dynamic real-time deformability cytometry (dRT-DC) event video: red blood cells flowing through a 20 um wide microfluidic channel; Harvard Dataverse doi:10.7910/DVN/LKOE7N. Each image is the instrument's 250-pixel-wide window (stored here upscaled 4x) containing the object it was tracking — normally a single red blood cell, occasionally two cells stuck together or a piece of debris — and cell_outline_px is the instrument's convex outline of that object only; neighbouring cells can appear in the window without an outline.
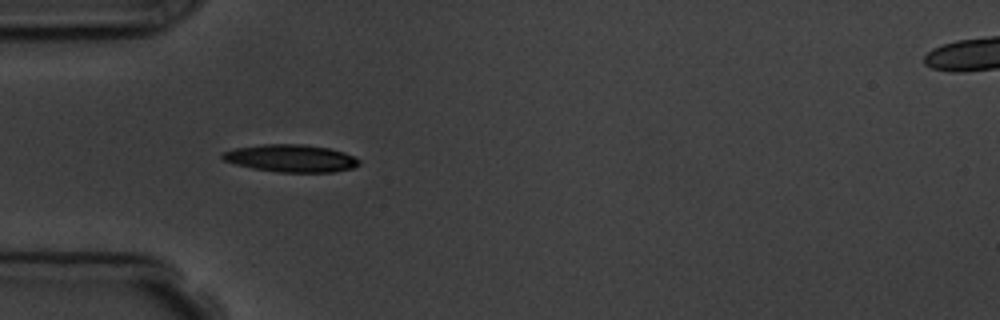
{"species": "common noctule bat (a hibernating species)", "species_latin": "Nyctalus noctula", "temperature_condition": "room temperature", "stored_images_in_passage": 5, "camera_frame_rate_fps": 3000, "um_per_image_px": 0.085, "animal": {"sex": "male", "body_mass_g": 19.5, "forearm_length_mm": 54.6}, "frame": {"image": 1, "passage_image": 4, "time_ms": 3.667, "image_size_px": [1000, 320], "cell_outline_px": [[360, 164], [352, 168], [332, 172], [280, 172], [252, 168], [236, 164], [224, 160], [220, 156], [224, 152], [236, 148], [264, 144], [304, 144], [328, 148], [344, 152], [360, 160]], "centroid_in_image_um": [24.74, 13.45], "position_along_channel_um": 60.3, "area_um2": 21.68}}